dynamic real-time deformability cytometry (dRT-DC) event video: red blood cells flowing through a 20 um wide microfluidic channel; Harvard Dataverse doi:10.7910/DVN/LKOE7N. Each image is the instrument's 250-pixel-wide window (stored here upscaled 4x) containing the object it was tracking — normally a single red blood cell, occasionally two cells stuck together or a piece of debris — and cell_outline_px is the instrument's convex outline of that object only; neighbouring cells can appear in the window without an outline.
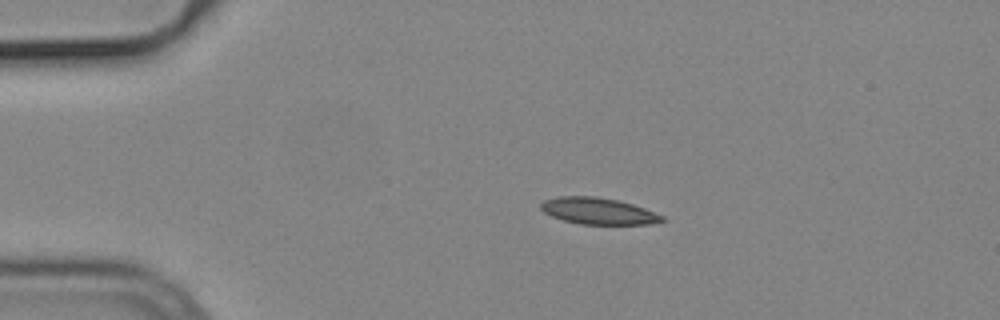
{"species": "common noctule bat (a hibernating species)", "species_latin": "Nyctalus noctula", "temperature_condition": "cold", "stored_images_in_passage": 44, "camera_frame_rate_fps": 3000, "um_per_image_px": 0.085, "animal": {"sex": "male", "body_mass_g": 19.2, "forearm_length_mm": 51.8}, "frame": {"image": 1, "passage_image": 1, "time_ms": 0.0, "image_size_px": [1000, 320], "cell_outline_px": [[668, 220], [648, 224], [580, 224], [564, 220], [552, 216], [544, 212], [540, 208], [540, 204], [544, 200], [560, 196], [596, 196], [616, 200], [632, 204], [644, 208], [664, 216]], "centroid_in_image_um": [50.86, 17.94], "position_along_channel_um": 34.1, "area_um2": 18.67}}
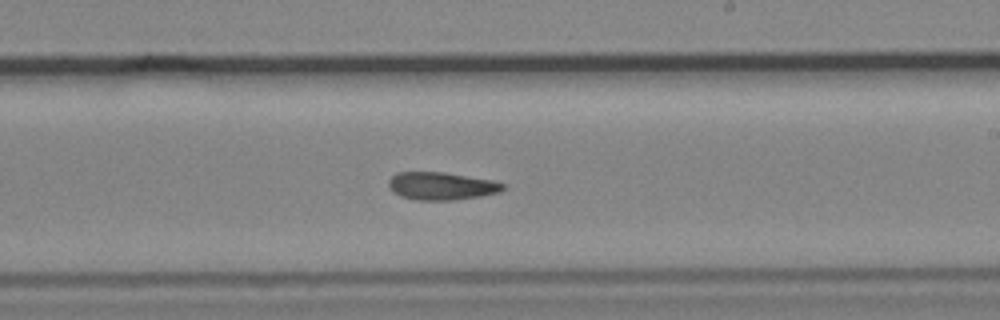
{"frame": {"image": 2, "passage_image": 22, "time_ms": 7.0, "image_size_px": [1000, 320], "cell_outline_px": [[504, 188], [500, 192], [480, 196], [456, 200], [416, 200], [400, 196], [392, 192], [388, 188], [388, 180], [396, 172], [444, 172], [492, 180], [504, 184]], "centroid_in_image_um": [37.47, 15.81], "position_along_channel_um": 251.5, "area_um2": 18.61}}
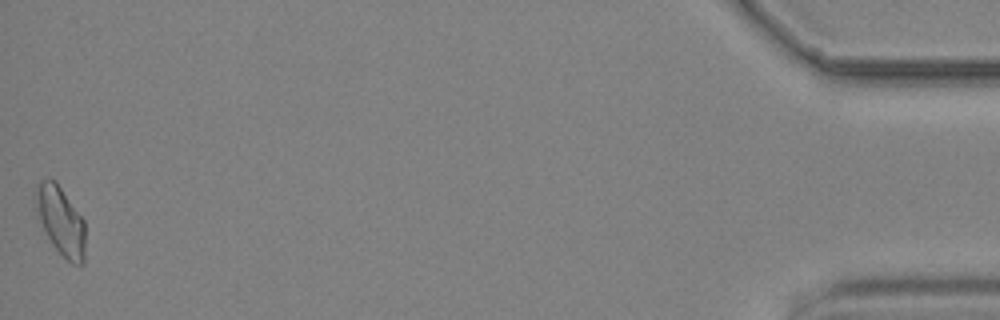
{"frame": {"image": 3, "passage_image": 44, "time_ms": 14.333, "image_size_px": [1000, 320], "cell_outline_px": [[84, 264], [72, 264], [52, 244], [40, 220], [36, 208], [36, 184], [40, 180], [56, 180], [84, 220]], "centroid_in_image_um": [5.17, 18.75], "position_along_channel_um": 430.0, "area_um2": 19.36}}